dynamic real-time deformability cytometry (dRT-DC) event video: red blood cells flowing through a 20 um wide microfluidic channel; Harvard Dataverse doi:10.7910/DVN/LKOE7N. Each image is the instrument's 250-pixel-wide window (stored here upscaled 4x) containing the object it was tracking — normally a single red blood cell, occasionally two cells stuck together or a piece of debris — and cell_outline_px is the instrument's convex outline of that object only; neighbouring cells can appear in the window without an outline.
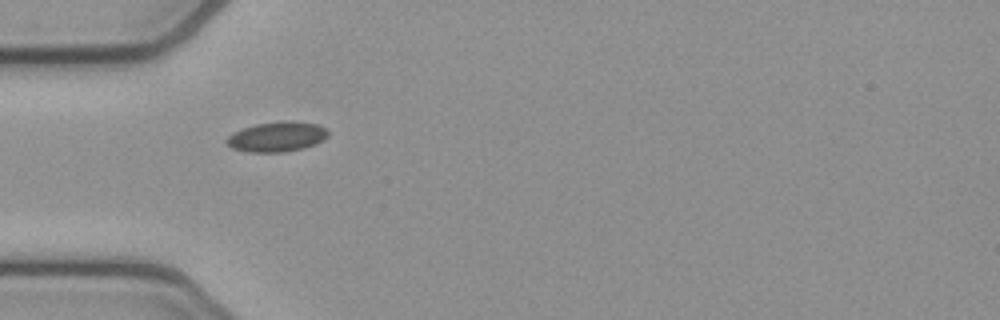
{"species": "common noctule bat (a hibernating species)", "species_latin": "Nyctalus noctula", "temperature_condition": "cold", "stored_images_in_passage": 38, "camera_frame_rate_fps": 3000, "um_per_image_px": 0.085, "animal": {"sex": "female", "body_mass_g": 21.9}, "frame": {"image": 1, "passage_image": 1, "time_ms": 0.0, "image_size_px": [1000, 320], "cell_outline_px": [[328, 136], [324, 140], [304, 148], [284, 152], [248, 152], [232, 148], [224, 140], [232, 132], [256, 124], [284, 120], [292, 120], [316, 124], [324, 128], [328, 132]], "centroid_in_image_um": [23.53, 11.62], "position_along_channel_um": 61.5, "area_um2": 17.8}}
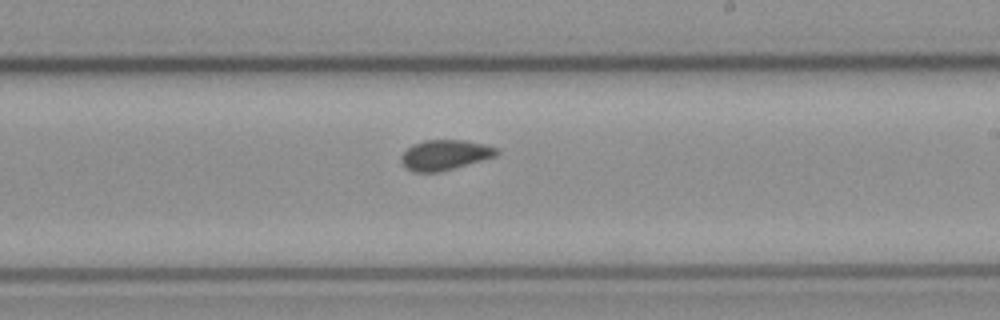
{"frame": {"image": 2, "passage_image": 16, "time_ms": 5.0, "image_size_px": [1000, 320], "cell_outline_px": [[500, 152], [496, 156], [440, 172], [412, 172], [404, 168], [400, 160], [400, 156], [412, 144], [424, 140], [464, 140], [484, 144], [496, 148]], "centroid_in_image_um": [37.77, 13.18], "position_along_channel_um": 251.2, "area_um2": 16.88}}
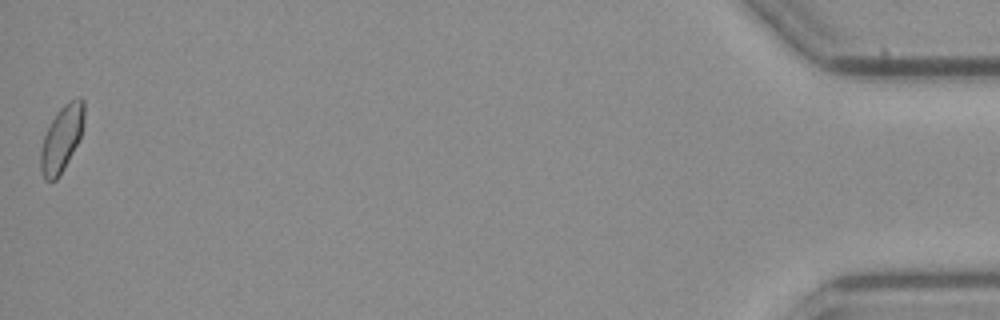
{"frame": {"image": 3, "passage_image": 38, "time_ms": 12.333, "image_size_px": [1000, 320], "cell_outline_px": [[84, 124], [80, 136], [60, 176], [56, 180], [44, 180], [40, 172], [40, 152], [44, 136], [52, 120], [60, 108], [68, 100], [76, 96], [80, 96], [84, 100]], "centroid_in_image_um": [5.24, 11.75], "position_along_channel_um": 430.0, "area_um2": 16.7}, "authors_computed_cell_mechanics": {"area_um2": 16.762, "velocity_mm_per_s": 3.8177, "shape_relaxation_time_tau1_ms": null, "shape_relaxation_time_tau2_ms": 1.8208, "deformation_change_tau1": null, "deformation_change_tau2": 0.064}}